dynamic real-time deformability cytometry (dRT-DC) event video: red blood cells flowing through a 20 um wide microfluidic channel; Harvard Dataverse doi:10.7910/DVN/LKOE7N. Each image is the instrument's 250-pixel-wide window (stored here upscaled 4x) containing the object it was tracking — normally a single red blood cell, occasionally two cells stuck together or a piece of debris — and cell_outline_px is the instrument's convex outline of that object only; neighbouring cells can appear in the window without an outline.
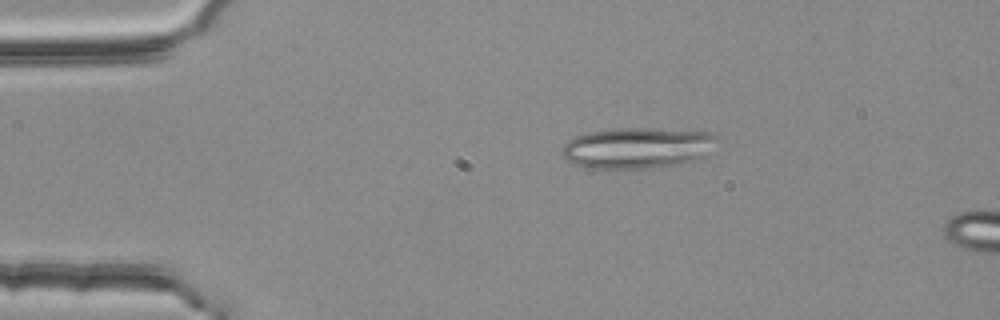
{"species": "common noctule bat (a hibernating species)", "species_latin": "Nyctalus noctula", "temperature_condition": "room temperature", "stored_images_in_passage": 10, "camera_frame_rate_fps": 3000, "um_per_image_px": 0.085, "animal": {"sex": "female", "body_mass_g": 25.1}, "frame": {"image": 1, "passage_image": 5, "time_ms": 1.333, "image_size_px": [1000, 320], "cell_outline_px": [[716, 136], [704, 156], [680, 164], [648, 168], [592, 168], [576, 164], [568, 160], [564, 156], [564, 144], [568, 140], [576, 136], [588, 132], [616, 128], [644, 128], [712, 132]], "centroid_in_image_um": [54.14, 12.56], "position_along_channel_um": 30.9, "area_um2": 36.24}}